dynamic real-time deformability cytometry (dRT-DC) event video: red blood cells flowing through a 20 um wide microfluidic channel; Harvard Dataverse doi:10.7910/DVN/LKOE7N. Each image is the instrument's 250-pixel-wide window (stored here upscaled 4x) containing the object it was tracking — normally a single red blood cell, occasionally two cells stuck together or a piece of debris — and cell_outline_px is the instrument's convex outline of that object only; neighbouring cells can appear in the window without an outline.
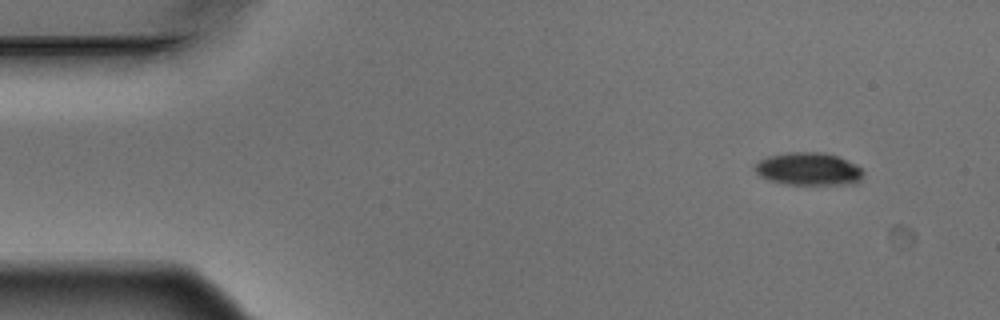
{"species": "Egyptian fruit bat (a non-hibernating species)", "species_latin": "Rousettus aegyptiacus", "temperature_condition": "warm", "stored_images_in_passage": 4, "camera_frame_rate_fps": 3000, "um_per_image_px": 0.085, "animal": {"sex": "male"}, "frame": {"image": 1, "passage_image": 1, "time_ms": 0.0, "image_size_px": [1000, 320], "cell_outline_px": [[864, 172], [860, 180], [856, 184], [788, 184], [768, 180], [760, 176], [756, 172], [756, 160], [768, 156], [788, 152], [820, 152], [836, 156], [856, 164]], "centroid_in_image_um": [68.71, 14.36], "position_along_channel_um": 16.3, "area_um2": 20.63}}
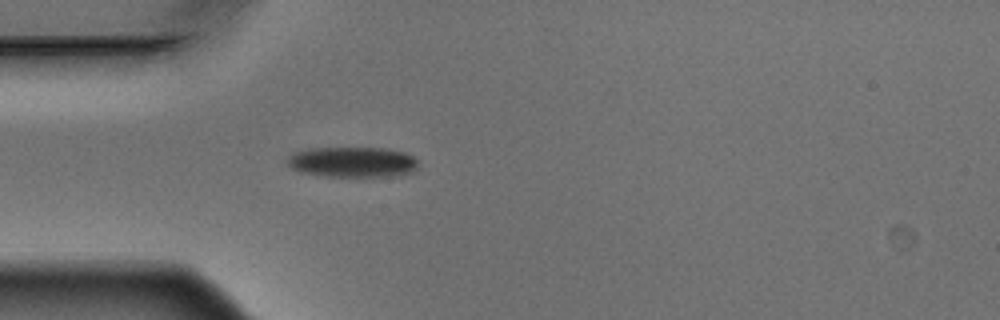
{"frame": {"image": 2, "passage_image": 4, "time_ms": 1.0, "image_size_px": [1000, 320], "cell_outline_px": [[416, 168], [412, 172], [400, 176], [324, 176], [300, 172], [292, 168], [284, 160], [292, 152], [308, 148], [388, 148], [404, 152], [412, 156], [416, 160]], "centroid_in_image_um": [29.92, 13.77], "position_along_channel_um": 55.1, "area_um2": 23.41}}